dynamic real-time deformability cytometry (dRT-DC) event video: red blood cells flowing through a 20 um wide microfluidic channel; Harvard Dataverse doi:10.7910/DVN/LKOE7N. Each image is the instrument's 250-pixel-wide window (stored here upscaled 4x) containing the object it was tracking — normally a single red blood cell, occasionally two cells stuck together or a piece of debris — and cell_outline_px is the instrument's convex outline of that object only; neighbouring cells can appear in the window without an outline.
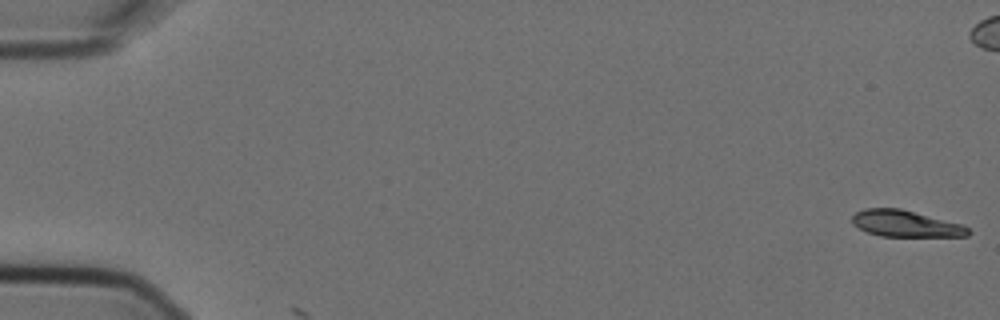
{"species": "Egyptian fruit bat (a non-hibernating species)", "species_latin": "Rousettus aegyptiacus", "temperature_condition": "cold", "stored_images_in_passage": 5, "camera_frame_rate_fps": 3000, "um_per_image_px": 0.085, "animal": {"sex": "female"}, "frame": {"image": 1, "passage_image": 1, "time_ms": 0.0, "image_size_px": [1000, 320], "cell_outline_px": [[972, 232], [968, 236], [880, 236], [868, 232], [852, 224], [852, 216], [856, 212], [864, 208], [900, 208], [960, 224], [968, 228]], "centroid_in_image_um": [76.95, 19.01], "position_along_channel_um": 8.1, "area_um2": 17.69}}
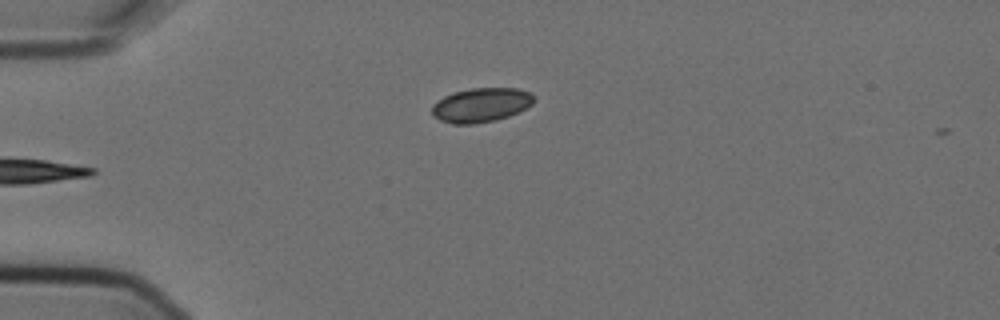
{"frame": {"image": 2, "passage_image": 5, "time_ms": 1.333, "image_size_px": [1000, 320], "cell_outline_px": [[536, 100], [532, 104], [508, 116], [496, 120], [472, 124], [452, 124], [440, 120], [432, 116], [432, 104], [444, 96], [452, 92], [472, 88], [520, 88], [532, 92], [536, 96]], "centroid_in_image_um": [40.9, 8.91], "position_along_channel_um": 44.1, "area_um2": 20.58}}